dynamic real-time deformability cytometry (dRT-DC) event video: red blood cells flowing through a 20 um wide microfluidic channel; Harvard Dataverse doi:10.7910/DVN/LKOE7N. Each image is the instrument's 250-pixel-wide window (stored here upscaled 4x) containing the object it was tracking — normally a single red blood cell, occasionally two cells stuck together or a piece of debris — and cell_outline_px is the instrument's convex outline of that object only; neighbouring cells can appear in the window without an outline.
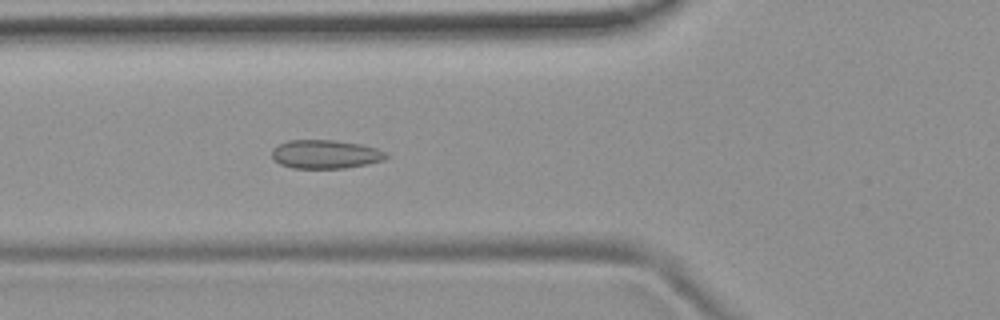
{"species": "common noctule bat (a hibernating species)", "species_latin": "Nyctalus noctula", "temperature_condition": "room temperature", "stored_images_in_passage": 53, "camera_frame_rate_fps": 3000, "um_per_image_px": 0.085, "animal": {"sex": "female", "body_mass_g": 19.9}, "frame": {"image": 1, "passage_image": 19, "time_ms": 6.0, "image_size_px": [1000, 320], "cell_outline_px": [[388, 156], [384, 160], [368, 164], [344, 168], [292, 168], [280, 164], [272, 160], [272, 148], [288, 140], [336, 140], [360, 144], [376, 148], [388, 152]], "centroid_in_image_um": [27.66, 13.11], "position_along_channel_um": 98.1, "area_um2": 19.25}}
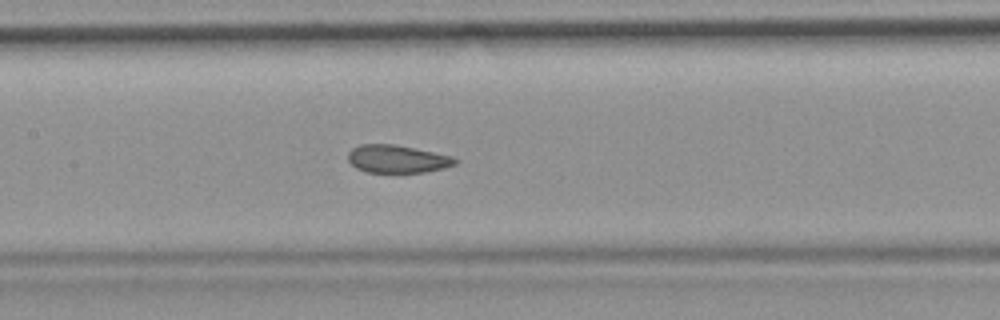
{"frame": {"image": 2, "passage_image": 25, "time_ms": 8.0, "image_size_px": [1000, 320], "cell_outline_px": [[460, 160], [456, 164], [444, 168], [424, 172], [368, 172], [356, 168], [348, 160], [348, 152], [352, 148], [360, 144], [392, 144], [452, 156]], "centroid_in_image_um": [33.76, 13.51], "position_along_channel_um": 173.6, "area_um2": 17.22}}
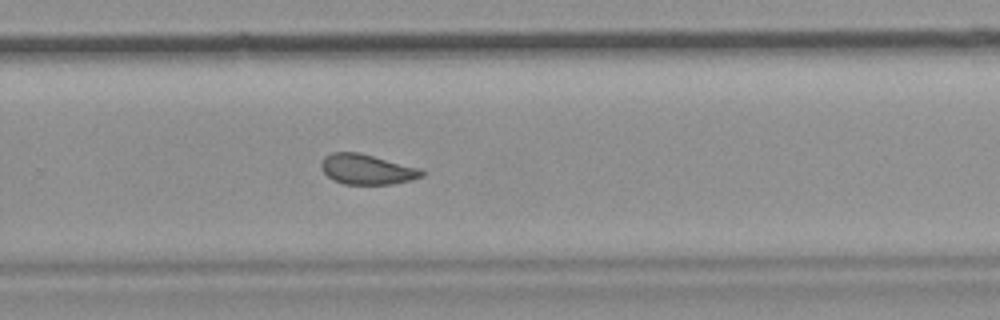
{"frame": {"image": 3, "passage_image": 35, "time_ms": 11.333, "image_size_px": [1000, 320], "cell_outline_px": [[424, 176], [412, 180], [392, 184], [344, 184], [332, 180], [320, 168], [320, 164], [324, 156], [332, 152], [356, 152], [420, 168], [424, 172]], "centroid_in_image_um": [31.16, 14.4], "position_along_channel_um": 298.6, "area_um2": 17.63}, "authors_computed_cell_mechanics": {"area_um2": 18.785, "velocity_mm_per_s": 3.7624, "shape_relaxation_time_tau1_ms": null, "shape_relaxation_time_tau2_ms": 1.2135, "deformation_change_tau1": null, "deformation_change_tau2": 0.0762}}